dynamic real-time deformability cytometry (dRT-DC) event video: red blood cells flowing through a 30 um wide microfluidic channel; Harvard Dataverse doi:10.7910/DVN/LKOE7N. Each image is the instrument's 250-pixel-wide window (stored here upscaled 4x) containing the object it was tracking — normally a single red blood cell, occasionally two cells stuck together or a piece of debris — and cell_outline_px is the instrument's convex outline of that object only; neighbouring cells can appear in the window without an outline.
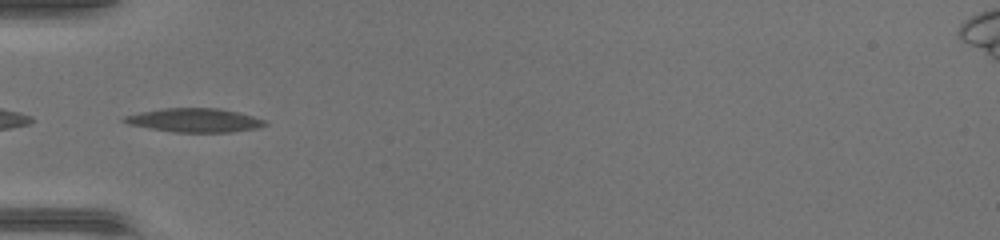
{"species": "common noctule bat (a hibernating species)", "species_latin": "Nyctalus noctula", "temperature_condition": "warm", "stored_images_in_passage": 31, "camera_frame_rate_fps": 3000, "um_per_image_px": 0.085, "animal": {"sex": "female", "body_mass_g": 17.0, "forearm_length_mm": 48.0}, "frame": {"image": 1, "passage_image": 1, "time_ms": 0.0, "image_size_px": [1000, 240], "cell_outline_px": [[268, 124], [260, 128], [232, 132], [176, 132], [128, 124], [120, 120], [124, 116], [140, 112], [164, 108], [216, 108], [236, 112], [252, 116], [264, 120]], "centroid_in_image_um": [16.54, 10.22], "position_along_channel_um": 68.5, "area_um2": 19.36}}
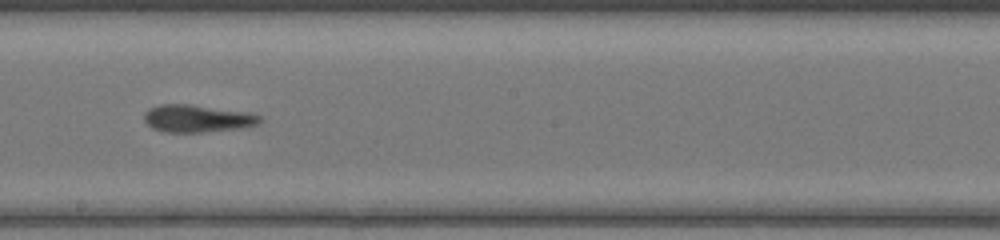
{"frame": {"image": 2, "passage_image": 12, "time_ms": 3.667, "image_size_px": [1000, 240], "cell_outline_px": [[264, 120], [256, 124], [244, 128], [204, 132], [168, 132], [152, 128], [144, 120], [144, 112], [148, 108], [160, 104], [192, 104], [248, 112], [260, 116]], "centroid_in_image_um": [16.77, 10.06], "position_along_channel_um": 231.4, "area_um2": 18.67}}
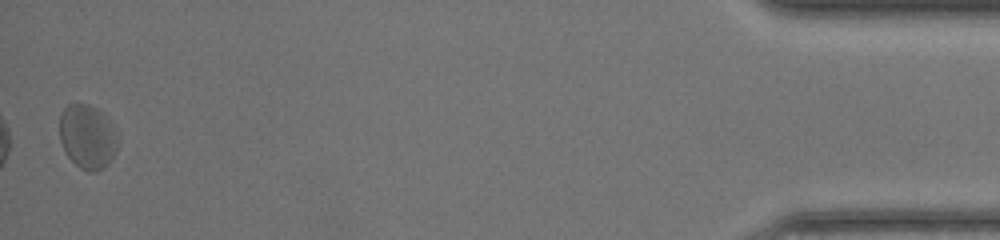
{"frame": {"image": 3, "passage_image": 31, "time_ms": 10.0, "image_size_px": [1000, 240], "cell_outline_px": [[116, 148], [108, 164], [104, 168], [96, 172], [88, 172], [80, 168], [68, 156], [60, 140], [60, 116], [64, 108], [68, 104], [88, 104], [96, 108], [100, 112], [116, 132]], "centroid_in_image_um": [7.4, 11.64], "position_along_channel_um": 427.8, "area_um2": 21.27}}